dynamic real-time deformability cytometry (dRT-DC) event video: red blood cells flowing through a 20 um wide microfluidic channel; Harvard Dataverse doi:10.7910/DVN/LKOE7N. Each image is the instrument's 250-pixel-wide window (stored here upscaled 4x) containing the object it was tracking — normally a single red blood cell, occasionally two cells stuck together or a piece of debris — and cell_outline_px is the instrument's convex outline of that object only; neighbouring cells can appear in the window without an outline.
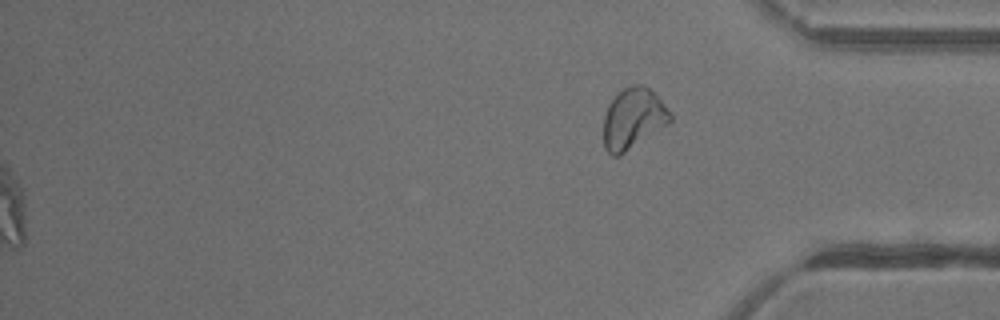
{"species": "common noctule bat (a hibernating species)", "species_latin": "Nyctalus noctula", "temperature_condition": "warm", "stored_images_in_passage": 48, "segment_of_instrument_passage": [2, 2], "camera_frame_rate_fps": 3000, "um_per_image_px": 0.085, "animal": {"sex": "female"}, "frame": {"image": 1, "passage_image": 48, "time_ms": 15.667, "image_size_px": [1000, 320], "cell_outline_px": [[672, 120], [668, 124], [620, 156], [612, 156], [604, 148], [604, 112], [608, 104], [624, 88], [632, 84], [644, 84], [660, 100], [672, 116]], "centroid_in_image_um": [53.79, 10.1], "position_along_channel_um": 381.4, "area_um2": 23.41}}